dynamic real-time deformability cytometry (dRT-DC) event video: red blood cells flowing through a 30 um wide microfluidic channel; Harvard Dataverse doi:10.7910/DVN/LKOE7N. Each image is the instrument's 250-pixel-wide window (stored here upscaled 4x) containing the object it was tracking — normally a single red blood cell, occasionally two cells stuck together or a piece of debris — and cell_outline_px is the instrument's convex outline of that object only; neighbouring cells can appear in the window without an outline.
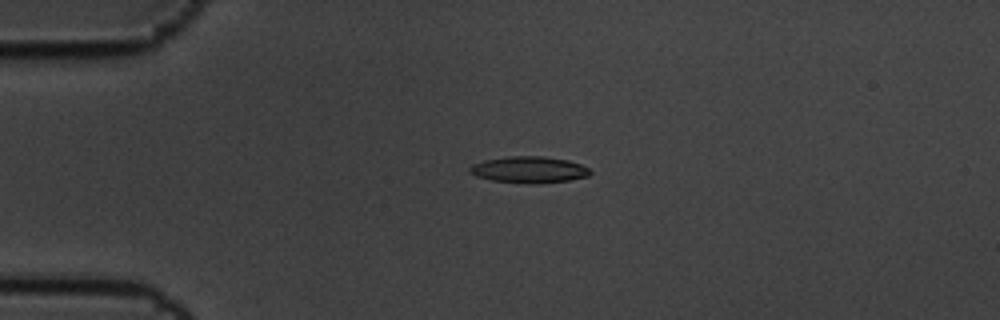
{"species": "common noctule bat (a hibernating species)", "species_latin": "Nyctalus noctula", "temperature_condition": "cold", "stored_images_in_passage": 7, "camera_frame_rate_fps": 3000, "um_per_image_px": 0.085, "animal": {"sex": "male", "body_mass_g": 19.5, "forearm_length_mm": 54.6}, "frame": {"image": 1, "passage_image": 5, "time_ms": 1.333, "image_size_px": [1000, 320], "cell_outline_px": [[592, 172], [588, 176], [568, 180], [540, 184], [528, 184], [492, 180], [476, 176], [468, 172], [468, 168], [472, 164], [484, 160], [508, 156], [544, 156], [568, 160], [580, 164], [588, 168]], "centroid_in_image_um": [44.94, 14.42], "position_along_channel_um": 40.1, "area_um2": 18.73}}
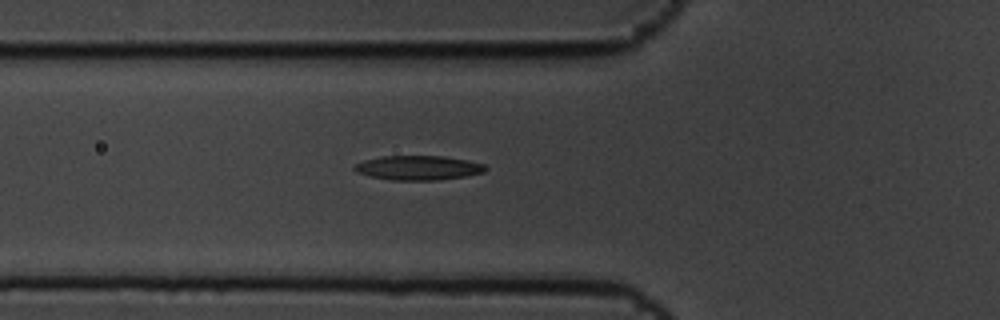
{"frame": {"image": 2, "passage_image": 7, "time_ms": 2.0, "image_size_px": [1000, 320], "cell_outline_px": [[488, 168], [484, 172], [464, 176], [440, 180], [392, 180], [372, 176], [356, 172], [352, 168], [356, 164], [364, 160], [380, 156], [444, 156], [468, 160], [484, 164]], "centroid_in_image_um": [35.57, 14.26], "position_along_channel_um": 90.2, "area_um2": 18.61}}